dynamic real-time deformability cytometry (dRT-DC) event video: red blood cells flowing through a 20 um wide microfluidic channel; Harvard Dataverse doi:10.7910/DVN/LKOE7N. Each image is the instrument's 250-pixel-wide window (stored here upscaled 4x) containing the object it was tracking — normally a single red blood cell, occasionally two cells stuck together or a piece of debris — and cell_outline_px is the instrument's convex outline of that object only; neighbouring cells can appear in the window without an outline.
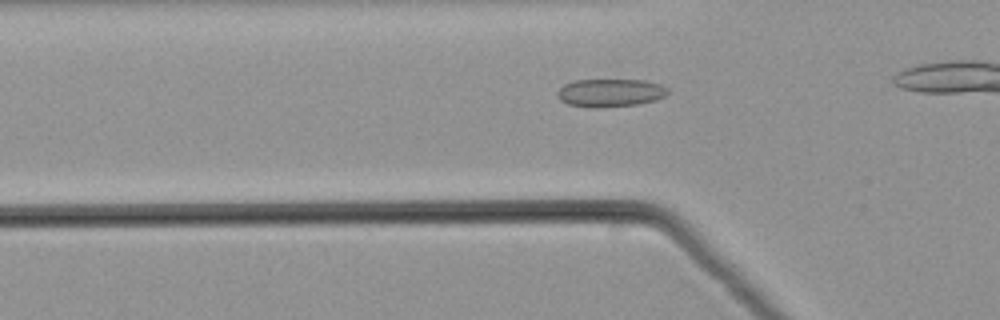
{"species": "common noctule bat (a hibernating species)", "species_latin": "Nyctalus noctula", "temperature_condition": "warm", "stored_images_in_passage": 35, "camera_frame_rate_fps": 3000, "um_per_image_px": 0.085, "animal": {"sex": "male", "body_mass_g": 21.5, "forearm_length_mm": 52.0}, "frame": {"image": 1, "passage_image": 12, "time_ms": 3.667, "image_size_px": [1000, 320], "cell_outline_px": [[668, 92], [664, 96], [656, 100], [636, 104], [600, 108], [592, 108], [568, 104], [560, 100], [556, 96], [556, 92], [564, 84], [572, 80], [644, 80], [660, 84], [668, 88]], "centroid_in_image_um": [51.83, 7.89], "position_along_channel_um": 74.0, "area_um2": 18.15}}
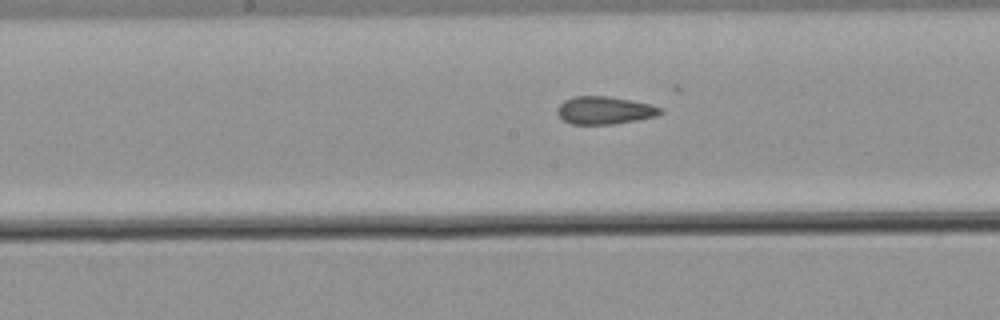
{"frame": {"image": 2, "passage_image": 21, "time_ms": 6.667, "image_size_px": [1000, 320], "cell_outline_px": [[664, 112], [656, 116], [636, 120], [612, 124], [572, 124], [564, 120], [556, 112], [556, 108], [564, 100], [572, 96], [608, 96], [632, 100], [652, 104], [660, 108]], "centroid_in_image_um": [51.38, 9.36], "position_along_channel_um": 196.8, "area_um2": 16.7}}
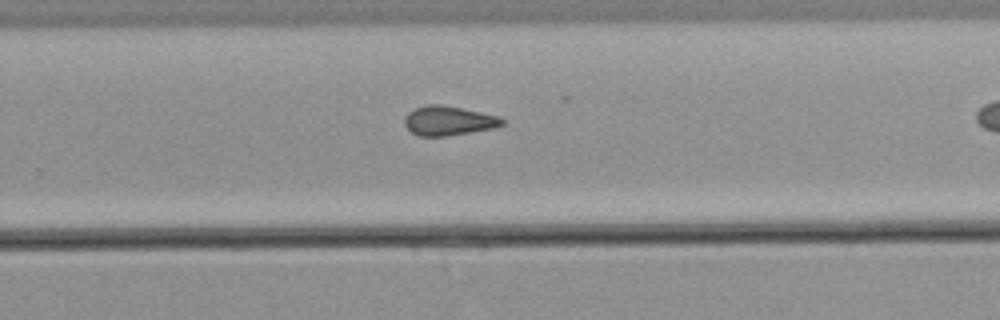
{"frame": {"image": 3, "passage_image": 28, "time_ms": 9.0, "image_size_px": [1000, 320], "cell_outline_px": [[504, 124], [492, 128], [448, 136], [420, 136], [412, 132], [404, 124], [404, 120], [408, 112], [416, 108], [428, 104], [444, 104], [496, 116], [504, 120]], "centroid_in_image_um": [38.09, 10.26], "position_along_channel_um": 291.7, "area_um2": 16.47}}